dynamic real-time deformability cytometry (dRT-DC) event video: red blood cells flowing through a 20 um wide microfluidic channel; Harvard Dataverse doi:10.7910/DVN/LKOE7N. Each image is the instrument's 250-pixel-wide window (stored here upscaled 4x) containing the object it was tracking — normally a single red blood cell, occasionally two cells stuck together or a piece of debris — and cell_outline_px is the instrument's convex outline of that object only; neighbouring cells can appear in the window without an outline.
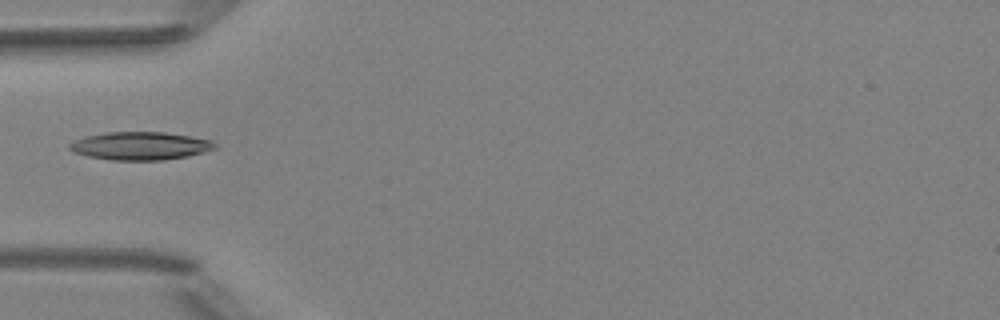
{"species": "Egyptian fruit bat (a non-hibernating species)", "species_latin": "Rousettus aegyptiacus", "temperature_condition": "room temperature", "stored_images_in_passage": 5, "camera_frame_rate_fps": 3000, "um_per_image_px": 0.085, "animal": {"sex": "female"}, "frame": {"image": 1, "passage_image": 5, "time_ms": 5.333, "image_size_px": [1000, 320], "cell_outline_px": [[216, 148], [204, 152], [188, 156], [164, 160], [108, 160], [88, 156], [72, 152], [68, 148], [68, 144], [84, 136], [108, 132], [164, 132], [212, 140], [216, 144]], "centroid_in_image_um": [11.9, 12.4], "position_along_channel_um": 73.1, "area_um2": 23.81}}